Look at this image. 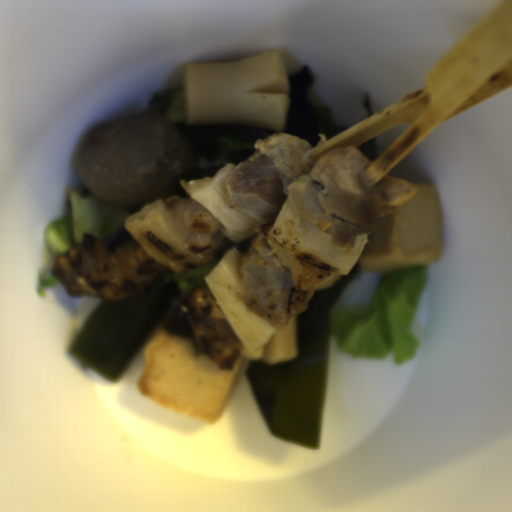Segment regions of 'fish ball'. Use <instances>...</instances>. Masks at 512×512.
Returning <instances> with one entry per match:
<instances>
[{
  "instance_id": "fish-ball-1",
  "label": "fish ball",
  "mask_w": 512,
  "mask_h": 512,
  "mask_svg": "<svg viewBox=\"0 0 512 512\" xmlns=\"http://www.w3.org/2000/svg\"><path fill=\"white\" fill-rule=\"evenodd\" d=\"M168 316L143 346L145 365L138 393L185 415L215 425L243 376L240 354L220 370L194 352L186 338L166 332Z\"/></svg>"
},
{
  "instance_id": "fish-ball-2",
  "label": "fish ball",
  "mask_w": 512,
  "mask_h": 512,
  "mask_svg": "<svg viewBox=\"0 0 512 512\" xmlns=\"http://www.w3.org/2000/svg\"><path fill=\"white\" fill-rule=\"evenodd\" d=\"M418 193L377 220L357 264L368 273L387 274L436 263L443 255L440 200L435 183L417 182Z\"/></svg>"
}]
</instances>
